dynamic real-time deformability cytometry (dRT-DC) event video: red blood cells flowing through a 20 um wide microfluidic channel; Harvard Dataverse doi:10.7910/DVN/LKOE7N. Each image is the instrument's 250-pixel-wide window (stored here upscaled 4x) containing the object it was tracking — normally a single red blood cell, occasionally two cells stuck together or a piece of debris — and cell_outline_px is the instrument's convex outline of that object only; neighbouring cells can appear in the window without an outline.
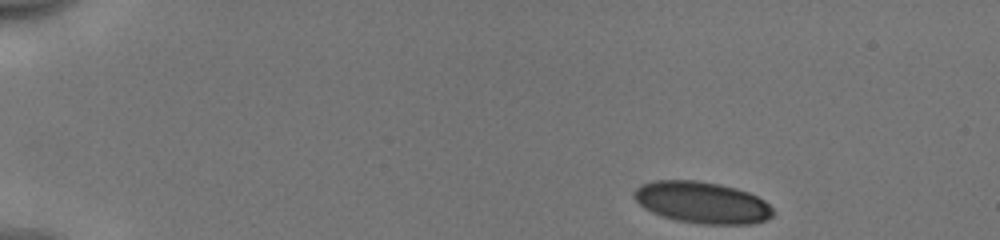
{"species": "human", "species_latin": "Homo sapiens", "temperature_condition": "cold", "stored_images_in_passage": 46, "camera_frame_rate_fps": 3000, "um_per_image_px": 0.085, "donor": {"sex": "male"}, "frame": {"image": 1, "passage_image": 1, "time_ms": 0.0, "image_size_px": [1000, 240], "cell_outline_px": [[772, 216], [764, 220], [752, 224], [704, 224], [676, 220], [652, 212], [644, 208], [632, 196], [632, 192], [640, 184], [656, 180], [696, 180], [720, 184], [736, 188], [748, 192], [764, 200], [772, 208]], "centroid_in_image_um": [59.64, 17.2], "position_along_channel_um": 25.4, "area_um2": 33.64}}
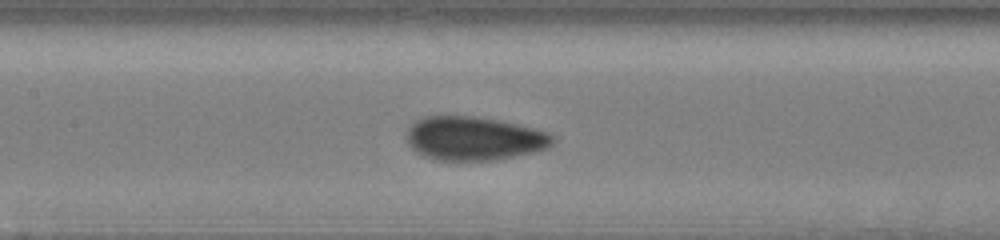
{"frame": {"image": 2, "passage_image": 20, "time_ms": 6.333, "image_size_px": [1000, 240], "cell_outline_px": [[556, 136], [552, 144], [548, 148], [532, 152], [496, 160], [436, 160], [424, 156], [412, 148], [408, 144], [404, 136], [408, 128], [416, 120], [424, 116], [476, 116], [500, 120], [548, 132]], "centroid_in_image_um": [40.27, 11.76], "position_along_channel_um": 167.1, "area_um2": 37.4}}
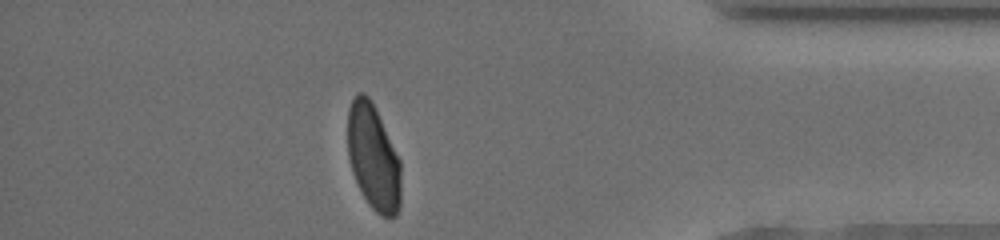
{"frame": {"image": 3, "passage_image": 40, "time_ms": 13.0, "image_size_px": [1000, 240], "cell_outline_px": [[400, 208], [396, 216], [388, 220], [380, 216], [368, 204], [352, 172], [348, 156], [348, 108], [356, 92], [364, 92], [372, 100], [376, 108], [400, 160]], "centroid_in_image_um": [31.74, 13.38], "position_along_channel_um": 403.5, "area_um2": 33.12}, "authors_computed_cell_mechanics": {"area_um2": 35.1424, "velocity_mm_per_s": 3.9531, "shape_relaxation_time_tau1_ms": 6.0932, "shape_relaxation_time_tau2_ms": null, "deformation_change_tau1": 0.1487, "deformation_change_tau2": null}}